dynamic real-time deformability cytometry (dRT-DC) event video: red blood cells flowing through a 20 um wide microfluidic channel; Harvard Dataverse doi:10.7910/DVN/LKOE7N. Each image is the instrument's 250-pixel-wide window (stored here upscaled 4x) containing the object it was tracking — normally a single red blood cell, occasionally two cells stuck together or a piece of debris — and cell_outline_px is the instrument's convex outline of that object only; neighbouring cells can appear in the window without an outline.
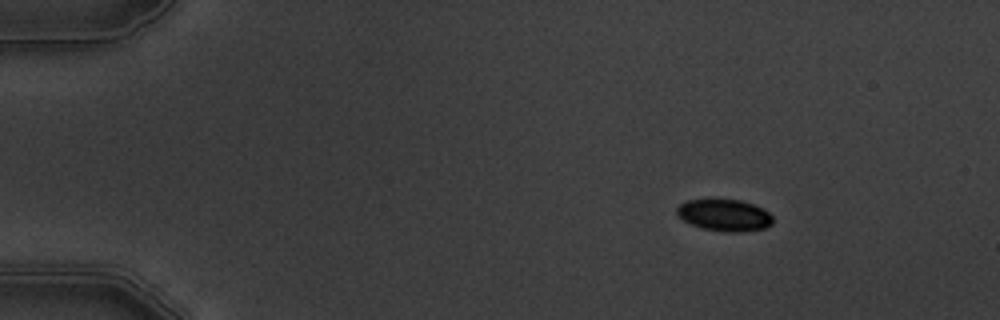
{"species": "common noctule bat (a hibernating species)", "species_latin": "Nyctalus noctula", "temperature_condition": "warm", "stored_images_in_passage": 9, "camera_frame_rate_fps": 3000, "um_per_image_px": 0.085, "animal": {"sex": "male", "body_mass_g": 19.5, "forearm_length_mm": 54.6}, "frame": {"image": 1, "passage_image": 1, "time_ms": 0.0, "image_size_px": [1000, 320], "cell_outline_px": [[772, 224], [764, 228], [740, 232], [724, 232], [700, 228], [684, 220], [676, 212], [676, 208], [680, 204], [688, 200], [716, 196], [740, 200], [752, 204], [768, 212], [772, 216]], "centroid_in_image_um": [61.54, 18.24], "position_along_channel_um": 23.5, "area_um2": 18.26}}
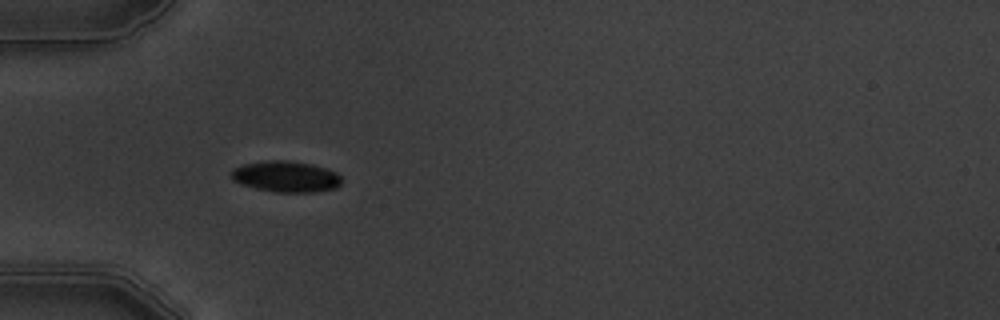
{"frame": {"image": 2, "passage_image": 4, "time_ms": 3.333, "image_size_px": [1000, 320], "cell_outline_px": [[340, 184], [336, 188], [312, 192], [276, 192], [256, 188], [232, 180], [232, 168], [244, 164], [268, 160], [288, 160], [312, 164], [336, 172], [340, 176]], "centroid_in_image_um": [24.3, 15.0], "position_along_channel_um": 60.7, "area_um2": 19.77}}